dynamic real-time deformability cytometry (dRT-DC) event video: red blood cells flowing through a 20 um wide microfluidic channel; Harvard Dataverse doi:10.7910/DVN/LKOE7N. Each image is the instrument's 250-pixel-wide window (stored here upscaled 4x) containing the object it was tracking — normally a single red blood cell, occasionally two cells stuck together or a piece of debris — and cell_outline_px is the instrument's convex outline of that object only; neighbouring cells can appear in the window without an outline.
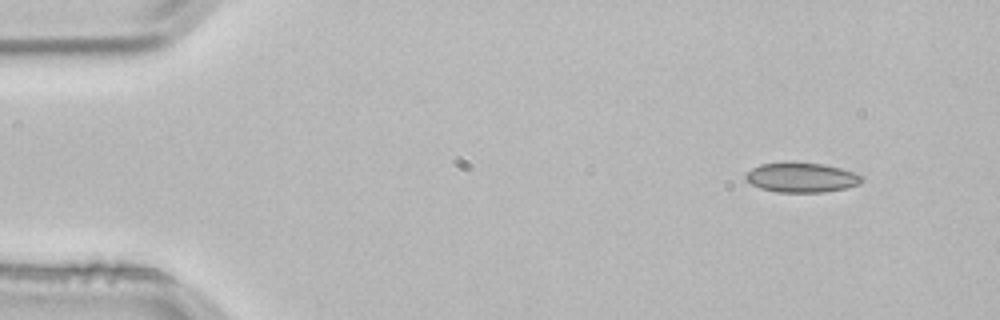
{"species": "common noctule bat (a hibernating species)", "species_latin": "Nyctalus noctula", "temperature_condition": "room temperature", "stored_images_in_passage": 3, "camera_frame_rate_fps": 3000, "um_per_image_px": 0.085, "animal": {"sex": "male", "body_mass_g": 21.5, "forearm_length_mm": 52.0}, "frame": {"image": 1, "passage_image": 1, "time_ms": 0.0, "image_size_px": [1000, 320], "cell_outline_px": [[864, 180], [860, 184], [844, 188], [824, 192], [776, 192], [760, 188], [744, 180], [744, 176], [752, 168], [760, 164], [824, 164], [840, 168], [864, 176]], "centroid_in_image_um": [68.14, 15.12], "position_along_channel_um": 16.9, "area_um2": 19.65}}
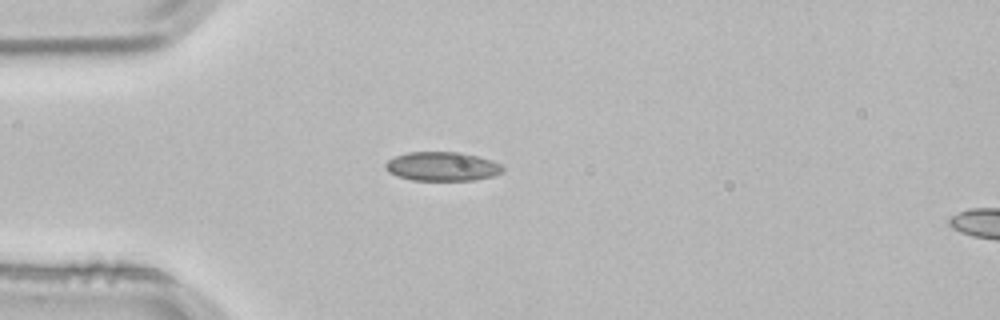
{"frame": {"image": 2, "passage_image": 3, "time_ms": 0.667, "image_size_px": [1000, 320], "cell_outline_px": [[504, 168], [500, 172], [492, 176], [476, 180], [412, 180], [388, 172], [384, 168], [384, 164], [388, 160], [396, 156], [408, 152], [460, 152], [492, 160], [500, 164]], "centroid_in_image_um": [37.57, 14.14], "position_along_channel_um": 47.4, "area_um2": 19.71}}